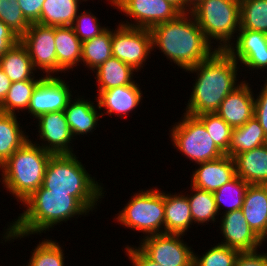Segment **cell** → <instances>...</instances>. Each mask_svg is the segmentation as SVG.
<instances>
[{
	"label": "cell",
	"mask_w": 267,
	"mask_h": 266,
	"mask_svg": "<svg viewBox=\"0 0 267 266\" xmlns=\"http://www.w3.org/2000/svg\"><path fill=\"white\" fill-rule=\"evenodd\" d=\"M264 77L265 75L262 77V81L265 83L260 85L261 91L259 90V92H257L254 90V116L259 121V124L267 136V80H263Z\"/></svg>",
	"instance_id": "ab89813d"
},
{
	"label": "cell",
	"mask_w": 267,
	"mask_h": 266,
	"mask_svg": "<svg viewBox=\"0 0 267 266\" xmlns=\"http://www.w3.org/2000/svg\"><path fill=\"white\" fill-rule=\"evenodd\" d=\"M0 68L12 83L24 80H42L45 77L37 74L26 47L20 41L0 57Z\"/></svg>",
	"instance_id": "603a6c76"
},
{
	"label": "cell",
	"mask_w": 267,
	"mask_h": 266,
	"mask_svg": "<svg viewBox=\"0 0 267 266\" xmlns=\"http://www.w3.org/2000/svg\"><path fill=\"white\" fill-rule=\"evenodd\" d=\"M267 144V136L255 116L244 125L233 128L228 155H236Z\"/></svg>",
	"instance_id": "f1b7e54d"
},
{
	"label": "cell",
	"mask_w": 267,
	"mask_h": 266,
	"mask_svg": "<svg viewBox=\"0 0 267 266\" xmlns=\"http://www.w3.org/2000/svg\"><path fill=\"white\" fill-rule=\"evenodd\" d=\"M88 0H45L37 23L53 27L71 26Z\"/></svg>",
	"instance_id": "83f0119b"
},
{
	"label": "cell",
	"mask_w": 267,
	"mask_h": 266,
	"mask_svg": "<svg viewBox=\"0 0 267 266\" xmlns=\"http://www.w3.org/2000/svg\"><path fill=\"white\" fill-rule=\"evenodd\" d=\"M124 247V254L132 266H162L150 259L138 246L128 244Z\"/></svg>",
	"instance_id": "60d3db41"
},
{
	"label": "cell",
	"mask_w": 267,
	"mask_h": 266,
	"mask_svg": "<svg viewBox=\"0 0 267 266\" xmlns=\"http://www.w3.org/2000/svg\"><path fill=\"white\" fill-rule=\"evenodd\" d=\"M34 123L38 134L36 133V141L32 138V142L53 155L77 154L73 147L78 143L74 142L64 111L43 114Z\"/></svg>",
	"instance_id": "4fadbf2b"
},
{
	"label": "cell",
	"mask_w": 267,
	"mask_h": 266,
	"mask_svg": "<svg viewBox=\"0 0 267 266\" xmlns=\"http://www.w3.org/2000/svg\"><path fill=\"white\" fill-rule=\"evenodd\" d=\"M41 80H24L11 83L4 101L0 104V112L20 115L28 109L34 89Z\"/></svg>",
	"instance_id": "1f68e13d"
},
{
	"label": "cell",
	"mask_w": 267,
	"mask_h": 266,
	"mask_svg": "<svg viewBox=\"0 0 267 266\" xmlns=\"http://www.w3.org/2000/svg\"><path fill=\"white\" fill-rule=\"evenodd\" d=\"M78 158L76 154L52 155L45 169L42 186L50 192H70V196L95 214L93 212L99 209L107 189L86 170V165Z\"/></svg>",
	"instance_id": "277c9868"
},
{
	"label": "cell",
	"mask_w": 267,
	"mask_h": 266,
	"mask_svg": "<svg viewBox=\"0 0 267 266\" xmlns=\"http://www.w3.org/2000/svg\"><path fill=\"white\" fill-rule=\"evenodd\" d=\"M240 69L226 50H215L207 59L185 70L195 75L191 77L195 80L183 111L193 116L216 112L226 96L247 79Z\"/></svg>",
	"instance_id": "7a4b0ae2"
},
{
	"label": "cell",
	"mask_w": 267,
	"mask_h": 266,
	"mask_svg": "<svg viewBox=\"0 0 267 266\" xmlns=\"http://www.w3.org/2000/svg\"><path fill=\"white\" fill-rule=\"evenodd\" d=\"M25 19L31 23H37L45 0H17Z\"/></svg>",
	"instance_id": "b9f144b4"
},
{
	"label": "cell",
	"mask_w": 267,
	"mask_h": 266,
	"mask_svg": "<svg viewBox=\"0 0 267 266\" xmlns=\"http://www.w3.org/2000/svg\"><path fill=\"white\" fill-rule=\"evenodd\" d=\"M20 42L26 47L38 74L45 77L66 74L57 65L55 27L31 23Z\"/></svg>",
	"instance_id": "30bf717a"
},
{
	"label": "cell",
	"mask_w": 267,
	"mask_h": 266,
	"mask_svg": "<svg viewBox=\"0 0 267 266\" xmlns=\"http://www.w3.org/2000/svg\"><path fill=\"white\" fill-rule=\"evenodd\" d=\"M173 124L168 133L172 146L176 148V152L182 153V157L189 159L190 163L196 165L225 155L196 116L183 112L180 120Z\"/></svg>",
	"instance_id": "ba28073f"
},
{
	"label": "cell",
	"mask_w": 267,
	"mask_h": 266,
	"mask_svg": "<svg viewBox=\"0 0 267 266\" xmlns=\"http://www.w3.org/2000/svg\"><path fill=\"white\" fill-rule=\"evenodd\" d=\"M194 166L190 184L212 193L237 176L234 159L229 155Z\"/></svg>",
	"instance_id": "d6986e66"
},
{
	"label": "cell",
	"mask_w": 267,
	"mask_h": 266,
	"mask_svg": "<svg viewBox=\"0 0 267 266\" xmlns=\"http://www.w3.org/2000/svg\"><path fill=\"white\" fill-rule=\"evenodd\" d=\"M45 238H42L34 249L32 248L30 258L25 263L26 266H65V248L57 240L49 236Z\"/></svg>",
	"instance_id": "836d02e7"
},
{
	"label": "cell",
	"mask_w": 267,
	"mask_h": 266,
	"mask_svg": "<svg viewBox=\"0 0 267 266\" xmlns=\"http://www.w3.org/2000/svg\"><path fill=\"white\" fill-rule=\"evenodd\" d=\"M112 29L109 27L101 35L82 42L81 65L92 73L102 63L113 56Z\"/></svg>",
	"instance_id": "4dcf8cb0"
},
{
	"label": "cell",
	"mask_w": 267,
	"mask_h": 266,
	"mask_svg": "<svg viewBox=\"0 0 267 266\" xmlns=\"http://www.w3.org/2000/svg\"><path fill=\"white\" fill-rule=\"evenodd\" d=\"M137 73L138 71L133 67L114 56L107 59L92 72L95 76L94 79H96V81L93 82L98 83L97 85L95 84V86H97L96 89H98L96 91H104L118 86L132 84L137 81V79L134 80L137 78Z\"/></svg>",
	"instance_id": "484cf974"
},
{
	"label": "cell",
	"mask_w": 267,
	"mask_h": 266,
	"mask_svg": "<svg viewBox=\"0 0 267 266\" xmlns=\"http://www.w3.org/2000/svg\"><path fill=\"white\" fill-rule=\"evenodd\" d=\"M253 86L244 79L237 88L226 96L216 111L232 128L244 125L254 116Z\"/></svg>",
	"instance_id": "ffe728a7"
},
{
	"label": "cell",
	"mask_w": 267,
	"mask_h": 266,
	"mask_svg": "<svg viewBox=\"0 0 267 266\" xmlns=\"http://www.w3.org/2000/svg\"><path fill=\"white\" fill-rule=\"evenodd\" d=\"M226 51L243 67L241 72L251 71L257 73L256 77L260 76L259 70L263 72L261 75L267 73V34L240 28L236 39ZM264 79L267 80V77Z\"/></svg>",
	"instance_id": "5bb4252c"
},
{
	"label": "cell",
	"mask_w": 267,
	"mask_h": 266,
	"mask_svg": "<svg viewBox=\"0 0 267 266\" xmlns=\"http://www.w3.org/2000/svg\"><path fill=\"white\" fill-rule=\"evenodd\" d=\"M189 188L191 190L189 189V191H186L188 192L186 196L190 205L193 224L204 226L209 225L210 222L216 226L219 219V213L216 207L214 194L212 192L196 188L191 184Z\"/></svg>",
	"instance_id": "f546056e"
},
{
	"label": "cell",
	"mask_w": 267,
	"mask_h": 266,
	"mask_svg": "<svg viewBox=\"0 0 267 266\" xmlns=\"http://www.w3.org/2000/svg\"><path fill=\"white\" fill-rule=\"evenodd\" d=\"M207 41L226 50L240 29V0H202L192 12Z\"/></svg>",
	"instance_id": "8992f818"
},
{
	"label": "cell",
	"mask_w": 267,
	"mask_h": 266,
	"mask_svg": "<svg viewBox=\"0 0 267 266\" xmlns=\"http://www.w3.org/2000/svg\"><path fill=\"white\" fill-rule=\"evenodd\" d=\"M267 242V235L266 237L263 239V244H265Z\"/></svg>",
	"instance_id": "c3c4849f"
},
{
	"label": "cell",
	"mask_w": 267,
	"mask_h": 266,
	"mask_svg": "<svg viewBox=\"0 0 267 266\" xmlns=\"http://www.w3.org/2000/svg\"><path fill=\"white\" fill-rule=\"evenodd\" d=\"M55 48L57 65L67 73V76L69 71H75V67V69L80 67L82 42L71 26L55 27Z\"/></svg>",
	"instance_id": "d4e9b609"
},
{
	"label": "cell",
	"mask_w": 267,
	"mask_h": 266,
	"mask_svg": "<svg viewBox=\"0 0 267 266\" xmlns=\"http://www.w3.org/2000/svg\"><path fill=\"white\" fill-rule=\"evenodd\" d=\"M174 4L182 13H184V0H166Z\"/></svg>",
	"instance_id": "7dc6e473"
},
{
	"label": "cell",
	"mask_w": 267,
	"mask_h": 266,
	"mask_svg": "<svg viewBox=\"0 0 267 266\" xmlns=\"http://www.w3.org/2000/svg\"><path fill=\"white\" fill-rule=\"evenodd\" d=\"M10 79L6 76L3 70L0 68V104L4 101L8 90L11 86Z\"/></svg>",
	"instance_id": "f6af8a7d"
},
{
	"label": "cell",
	"mask_w": 267,
	"mask_h": 266,
	"mask_svg": "<svg viewBox=\"0 0 267 266\" xmlns=\"http://www.w3.org/2000/svg\"><path fill=\"white\" fill-rule=\"evenodd\" d=\"M117 24L115 30L112 27V54L141 72L149 58L151 59V54H154L151 31L147 28L126 26L119 22Z\"/></svg>",
	"instance_id": "9c48e42d"
},
{
	"label": "cell",
	"mask_w": 267,
	"mask_h": 266,
	"mask_svg": "<svg viewBox=\"0 0 267 266\" xmlns=\"http://www.w3.org/2000/svg\"><path fill=\"white\" fill-rule=\"evenodd\" d=\"M202 0H184V13H191Z\"/></svg>",
	"instance_id": "bcb514c9"
},
{
	"label": "cell",
	"mask_w": 267,
	"mask_h": 266,
	"mask_svg": "<svg viewBox=\"0 0 267 266\" xmlns=\"http://www.w3.org/2000/svg\"><path fill=\"white\" fill-rule=\"evenodd\" d=\"M153 51L159 50L174 67L185 71L207 59L216 49L205 38L192 13H181L177 18L150 29ZM156 49V50H155Z\"/></svg>",
	"instance_id": "3957f363"
},
{
	"label": "cell",
	"mask_w": 267,
	"mask_h": 266,
	"mask_svg": "<svg viewBox=\"0 0 267 266\" xmlns=\"http://www.w3.org/2000/svg\"><path fill=\"white\" fill-rule=\"evenodd\" d=\"M68 83L62 76L44 77L34 89L25 113H28L31 119H36L49 112L64 111L69 100L78 91L75 92Z\"/></svg>",
	"instance_id": "9a60e30c"
},
{
	"label": "cell",
	"mask_w": 267,
	"mask_h": 266,
	"mask_svg": "<svg viewBox=\"0 0 267 266\" xmlns=\"http://www.w3.org/2000/svg\"><path fill=\"white\" fill-rule=\"evenodd\" d=\"M241 209L248 225L263 240L267 235V185H249Z\"/></svg>",
	"instance_id": "7402d4cb"
},
{
	"label": "cell",
	"mask_w": 267,
	"mask_h": 266,
	"mask_svg": "<svg viewBox=\"0 0 267 266\" xmlns=\"http://www.w3.org/2000/svg\"><path fill=\"white\" fill-rule=\"evenodd\" d=\"M132 193L122 210L113 217L114 221L126 229L143 233L139 239L164 233V190L152 186Z\"/></svg>",
	"instance_id": "52a82bcc"
},
{
	"label": "cell",
	"mask_w": 267,
	"mask_h": 266,
	"mask_svg": "<svg viewBox=\"0 0 267 266\" xmlns=\"http://www.w3.org/2000/svg\"><path fill=\"white\" fill-rule=\"evenodd\" d=\"M234 266H267V252H240Z\"/></svg>",
	"instance_id": "7bdbcfd3"
},
{
	"label": "cell",
	"mask_w": 267,
	"mask_h": 266,
	"mask_svg": "<svg viewBox=\"0 0 267 266\" xmlns=\"http://www.w3.org/2000/svg\"><path fill=\"white\" fill-rule=\"evenodd\" d=\"M53 154L27 141L0 167L2 187L21 204L43 185L45 169Z\"/></svg>",
	"instance_id": "5b68a950"
},
{
	"label": "cell",
	"mask_w": 267,
	"mask_h": 266,
	"mask_svg": "<svg viewBox=\"0 0 267 266\" xmlns=\"http://www.w3.org/2000/svg\"><path fill=\"white\" fill-rule=\"evenodd\" d=\"M217 231L223 239L218 242L239 252H253L262 249L263 240L248 225L242 209L220 215ZM260 248V249H259Z\"/></svg>",
	"instance_id": "2e32d148"
},
{
	"label": "cell",
	"mask_w": 267,
	"mask_h": 266,
	"mask_svg": "<svg viewBox=\"0 0 267 266\" xmlns=\"http://www.w3.org/2000/svg\"><path fill=\"white\" fill-rule=\"evenodd\" d=\"M138 82L132 84L118 86L104 91H97L96 98L102 118L104 115L117 116L120 118H127L129 113L136 112L137 107L142 106L143 91ZM104 109V110H103ZM104 111V112H103ZM128 115V116H127Z\"/></svg>",
	"instance_id": "e0dca14e"
},
{
	"label": "cell",
	"mask_w": 267,
	"mask_h": 266,
	"mask_svg": "<svg viewBox=\"0 0 267 266\" xmlns=\"http://www.w3.org/2000/svg\"><path fill=\"white\" fill-rule=\"evenodd\" d=\"M85 98L84 92L83 96L77 92V96H73L64 109L67 123L75 141L83 138L84 135L89 137L100 127L102 116L96 98L95 101H91V98Z\"/></svg>",
	"instance_id": "ac0fdd59"
},
{
	"label": "cell",
	"mask_w": 267,
	"mask_h": 266,
	"mask_svg": "<svg viewBox=\"0 0 267 266\" xmlns=\"http://www.w3.org/2000/svg\"><path fill=\"white\" fill-rule=\"evenodd\" d=\"M249 185L242 178L236 176L213 193L219 216L242 208Z\"/></svg>",
	"instance_id": "d6a6232c"
},
{
	"label": "cell",
	"mask_w": 267,
	"mask_h": 266,
	"mask_svg": "<svg viewBox=\"0 0 267 266\" xmlns=\"http://www.w3.org/2000/svg\"><path fill=\"white\" fill-rule=\"evenodd\" d=\"M215 244L201 255L194 250L193 266H234L240 252L219 243Z\"/></svg>",
	"instance_id": "8d00e7d4"
},
{
	"label": "cell",
	"mask_w": 267,
	"mask_h": 266,
	"mask_svg": "<svg viewBox=\"0 0 267 266\" xmlns=\"http://www.w3.org/2000/svg\"><path fill=\"white\" fill-rule=\"evenodd\" d=\"M196 117L204 124L216 146L228 155L233 128L216 112L204 113Z\"/></svg>",
	"instance_id": "d590c367"
},
{
	"label": "cell",
	"mask_w": 267,
	"mask_h": 266,
	"mask_svg": "<svg viewBox=\"0 0 267 266\" xmlns=\"http://www.w3.org/2000/svg\"><path fill=\"white\" fill-rule=\"evenodd\" d=\"M240 28L267 34V0H240Z\"/></svg>",
	"instance_id": "e575fe53"
},
{
	"label": "cell",
	"mask_w": 267,
	"mask_h": 266,
	"mask_svg": "<svg viewBox=\"0 0 267 266\" xmlns=\"http://www.w3.org/2000/svg\"><path fill=\"white\" fill-rule=\"evenodd\" d=\"M115 9L123 13L126 18L128 17L127 20H120V24L147 29L171 21L182 13L174 4L166 0H118Z\"/></svg>",
	"instance_id": "7c38bea8"
},
{
	"label": "cell",
	"mask_w": 267,
	"mask_h": 266,
	"mask_svg": "<svg viewBox=\"0 0 267 266\" xmlns=\"http://www.w3.org/2000/svg\"><path fill=\"white\" fill-rule=\"evenodd\" d=\"M183 192L171 194L164 191V233L187 235L189 229L193 228L190 205L186 192Z\"/></svg>",
	"instance_id": "44dd1931"
},
{
	"label": "cell",
	"mask_w": 267,
	"mask_h": 266,
	"mask_svg": "<svg viewBox=\"0 0 267 266\" xmlns=\"http://www.w3.org/2000/svg\"><path fill=\"white\" fill-rule=\"evenodd\" d=\"M0 21L21 38L30 27L17 0H0Z\"/></svg>",
	"instance_id": "f35d334b"
},
{
	"label": "cell",
	"mask_w": 267,
	"mask_h": 266,
	"mask_svg": "<svg viewBox=\"0 0 267 266\" xmlns=\"http://www.w3.org/2000/svg\"><path fill=\"white\" fill-rule=\"evenodd\" d=\"M20 206H24L22 213L5 224L7 227L3 228V234L0 233V243L3 245L6 242L12 244L17 239H29L32 235L42 236V233L53 231L56 225L61 226L69 220L72 222L83 215H90L74 196H70V192H50L43 186L33 192Z\"/></svg>",
	"instance_id": "6da1fadb"
},
{
	"label": "cell",
	"mask_w": 267,
	"mask_h": 266,
	"mask_svg": "<svg viewBox=\"0 0 267 266\" xmlns=\"http://www.w3.org/2000/svg\"><path fill=\"white\" fill-rule=\"evenodd\" d=\"M17 116L19 115L0 112V167L30 140L31 136L25 132L26 129L20 122L21 118Z\"/></svg>",
	"instance_id": "4316f807"
},
{
	"label": "cell",
	"mask_w": 267,
	"mask_h": 266,
	"mask_svg": "<svg viewBox=\"0 0 267 266\" xmlns=\"http://www.w3.org/2000/svg\"><path fill=\"white\" fill-rule=\"evenodd\" d=\"M81 9L73 24L71 25L75 35L80 39L81 42L93 39L105 32L109 26H101L102 22L100 19L92 13L89 8ZM101 23V24H100Z\"/></svg>",
	"instance_id": "74e56055"
},
{
	"label": "cell",
	"mask_w": 267,
	"mask_h": 266,
	"mask_svg": "<svg viewBox=\"0 0 267 266\" xmlns=\"http://www.w3.org/2000/svg\"><path fill=\"white\" fill-rule=\"evenodd\" d=\"M236 174L250 185H267V144L236 155Z\"/></svg>",
	"instance_id": "cb8c5ba5"
},
{
	"label": "cell",
	"mask_w": 267,
	"mask_h": 266,
	"mask_svg": "<svg viewBox=\"0 0 267 266\" xmlns=\"http://www.w3.org/2000/svg\"><path fill=\"white\" fill-rule=\"evenodd\" d=\"M19 41L20 38L14 31L0 21V57Z\"/></svg>",
	"instance_id": "ee69618b"
},
{
	"label": "cell",
	"mask_w": 267,
	"mask_h": 266,
	"mask_svg": "<svg viewBox=\"0 0 267 266\" xmlns=\"http://www.w3.org/2000/svg\"><path fill=\"white\" fill-rule=\"evenodd\" d=\"M184 236L171 233L149 235L137 241V246L162 266H193L194 248L183 239Z\"/></svg>",
	"instance_id": "8fae6325"
}]
</instances>
